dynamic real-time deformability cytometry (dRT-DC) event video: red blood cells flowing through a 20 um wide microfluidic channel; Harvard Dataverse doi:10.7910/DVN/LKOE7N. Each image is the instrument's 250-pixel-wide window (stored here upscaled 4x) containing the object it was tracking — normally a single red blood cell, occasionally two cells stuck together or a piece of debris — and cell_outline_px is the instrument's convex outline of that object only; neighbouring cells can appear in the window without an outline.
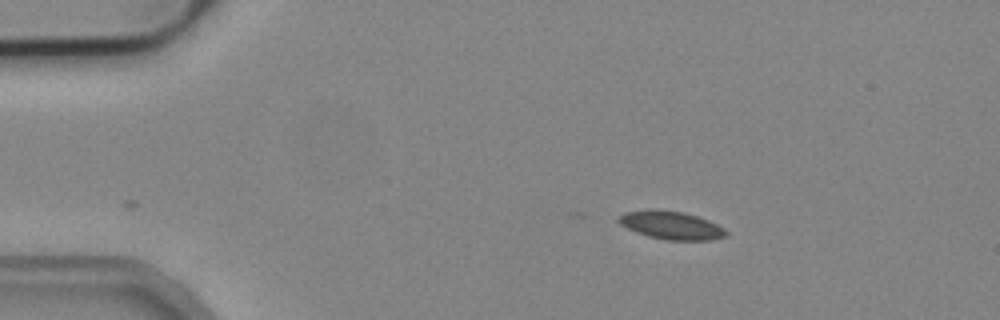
{"species": "common noctule bat (a hibernating species)", "species_latin": "Nyctalus noctula", "temperature_condition": "cold", "stored_images_in_passage": 46, "camera_frame_rate_fps": 3000, "um_per_image_px": 0.085, "animal": {"sex": "male", "body_mass_g": 19.2, "forearm_length_mm": 51.8}, "frame": {"image": 1, "passage_image": 1, "time_ms": 0.0, "image_size_px": [1000, 320], "cell_outline_px": [[728, 236], [712, 240], [668, 240], [648, 236], [636, 232], [620, 224], [616, 220], [616, 216], [624, 212], [648, 208], [652, 208], [684, 212], [708, 220], [724, 228], [728, 232]], "centroid_in_image_um": [57.02, 19.13], "position_along_channel_um": 28.0, "area_um2": 17.92}}
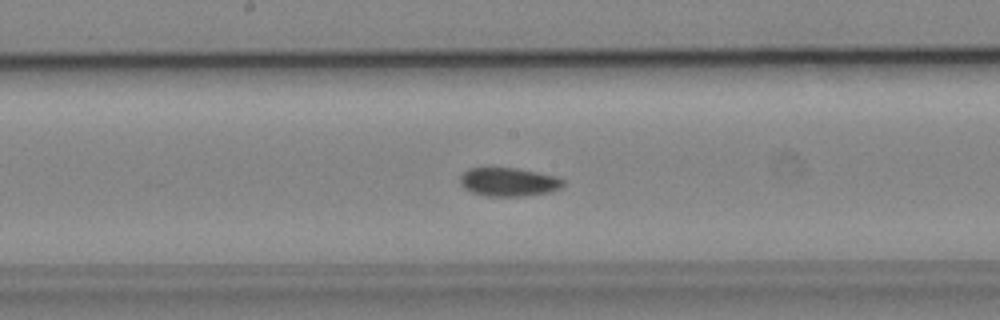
{"frame": {"image": 2, "passage_image": 20, "time_ms": 6.333, "image_size_px": [1000, 320], "cell_outline_px": [[564, 184], [560, 188], [552, 192], [524, 196], [484, 196], [472, 192], [464, 188], [460, 184], [460, 176], [468, 168], [516, 168], [556, 176], [564, 180]], "centroid_in_image_um": [43.23, 15.47], "position_along_channel_um": 205.0, "area_um2": 17.22}}
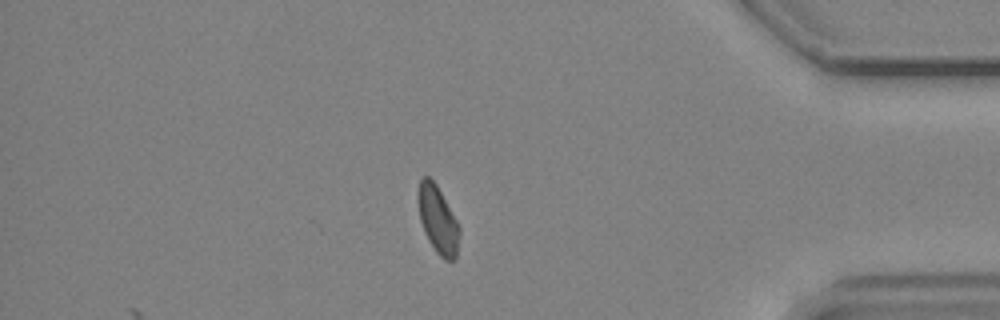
{"frame": {"image": 3, "passage_image": 38, "time_ms": 12.333, "image_size_px": [1000, 320], "cell_outline_px": [[460, 232], [456, 260], [444, 260], [436, 252], [428, 240], [424, 232], [420, 220], [416, 200], [416, 192], [420, 180], [424, 176], [428, 176], [436, 184], [456, 220], [460, 228]], "centroid_in_image_um": [37.19, 18.68], "position_along_channel_um": 398.0, "area_um2": 16.42}, "authors_computed_cell_mechanics": {"area_um2": 17.1088, "velocity_mm_per_s": 3.7987, "shape_relaxation_time_tau1_ms": null, "shape_relaxation_time_tau2_ms": 7.5156, "deformation_change_tau1": null, "deformation_change_tau2": 0.1087}}